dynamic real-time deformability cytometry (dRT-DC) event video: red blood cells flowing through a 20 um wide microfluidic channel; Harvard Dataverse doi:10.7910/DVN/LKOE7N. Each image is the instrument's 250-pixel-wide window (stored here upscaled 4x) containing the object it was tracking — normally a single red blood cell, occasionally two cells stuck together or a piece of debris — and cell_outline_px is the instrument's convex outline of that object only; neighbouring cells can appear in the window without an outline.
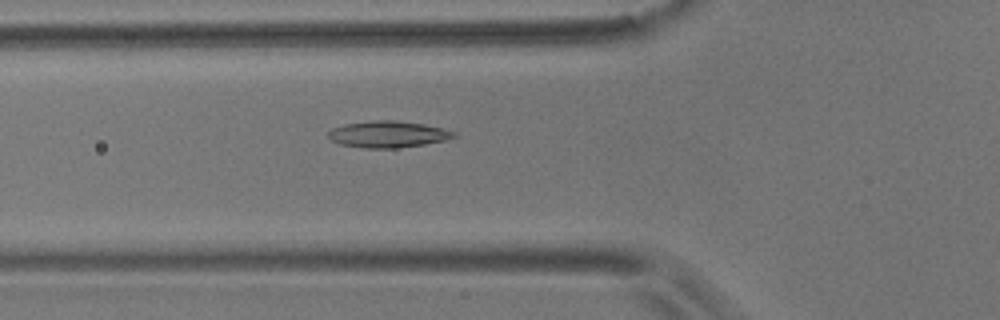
{"species": "common noctule bat (a hibernating species)", "species_latin": "Nyctalus noctula", "temperature_condition": "room temperature", "stored_images_in_passage": 5, "camera_frame_rate_fps": 3000, "um_per_image_px": 0.085, "animal": {"sex": "male", "body_mass_g": 17.9}, "frame": {"image": 1, "passage_image": 5, "time_ms": 4.667, "image_size_px": [1000, 320], "cell_outline_px": [[460, 136], [444, 140], [424, 144], [396, 148], [364, 148], [340, 144], [332, 140], [328, 136], [328, 132], [332, 128], [344, 124], [372, 120], [392, 120], [424, 124], [444, 128], [456, 132]], "centroid_in_image_um": [33.0, 11.41], "position_along_channel_um": 92.8, "area_um2": 19.48}}